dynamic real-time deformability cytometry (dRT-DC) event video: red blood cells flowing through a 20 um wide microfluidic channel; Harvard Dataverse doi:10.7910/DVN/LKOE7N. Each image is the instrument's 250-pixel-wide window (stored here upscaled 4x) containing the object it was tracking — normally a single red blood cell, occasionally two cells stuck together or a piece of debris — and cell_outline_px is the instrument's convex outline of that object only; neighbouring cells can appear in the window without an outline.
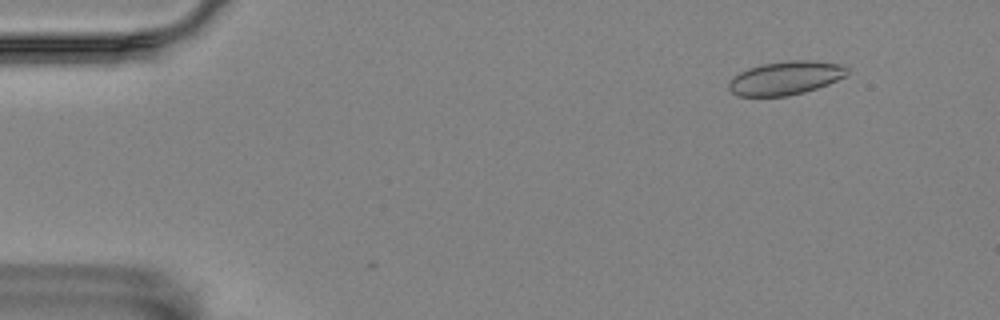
{"species": "Egyptian fruit bat (a non-hibernating species)", "species_latin": "Rousettus aegyptiacus", "temperature_condition": "room temperature", "stored_images_in_passage": 6, "camera_frame_rate_fps": 3000, "um_per_image_px": 0.085, "animal": {"sex": "female"}, "frame": {"image": 1, "passage_image": 6, "time_ms": 1.667, "image_size_px": [1000, 320], "cell_outline_px": [[848, 72], [844, 76], [828, 84], [804, 92], [788, 96], [736, 96], [728, 88], [728, 84], [740, 72], [748, 68], [764, 64], [788, 60], [812, 60], [840, 64], [848, 68]], "centroid_in_image_um": [66.78, 6.63], "position_along_channel_um": 18.2, "area_um2": 22.95}}